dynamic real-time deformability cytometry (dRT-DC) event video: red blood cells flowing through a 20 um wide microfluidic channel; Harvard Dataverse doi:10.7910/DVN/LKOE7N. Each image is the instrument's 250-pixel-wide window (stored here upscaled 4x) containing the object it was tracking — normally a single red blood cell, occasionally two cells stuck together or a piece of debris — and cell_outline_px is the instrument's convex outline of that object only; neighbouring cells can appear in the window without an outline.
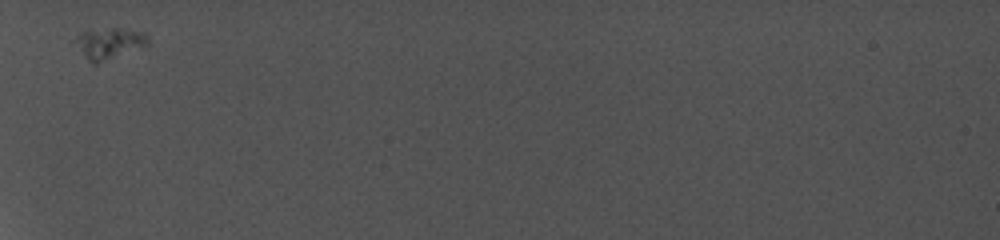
{"species": "common noctule bat (a hibernating species)", "species_latin": "Nyctalus noctula", "temperature_condition": "cold", "stored_images_in_passage": 38, "camera_frame_rate_fps": 5000, "um_per_image_px": 0.085, "animal": {"sex": "female", "body_mass_g": 19.0, "forearm_length_mm": 56.7}, "frame": {"image": 1, "passage_image": 1, "time_ms": 0.0, "image_size_px": [1000, 240], "cell_outline_px": [[148, 44], [96, 64], [92, 64], [88, 60], [72, 40], [84, 32], [144, 32], [148, 36]], "centroid_in_image_um": [9.24, 3.77], "position_along_channel_um": 75.8, "area_um2": 11.73}}
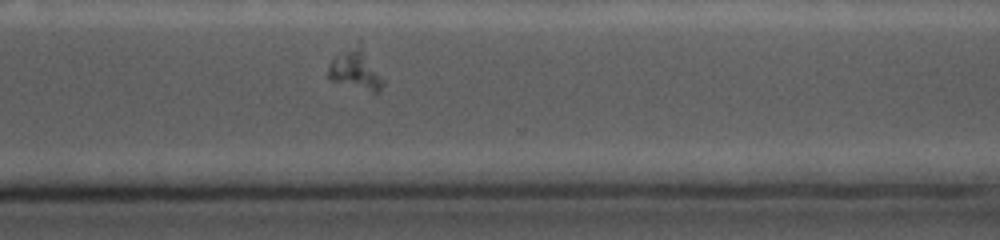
{"frame": {"image": 2, "passage_image": 29, "time_ms": 7.2, "image_size_px": [1000, 240], "cell_outline_px": [[384, 84], [380, 92], [372, 92], [328, 80], [328, 68], [332, 56], [360, 36], [384, 80]], "centroid_in_image_um": [30.23, 5.78], "position_along_channel_um": 340.4, "area_um2": 14.05}}
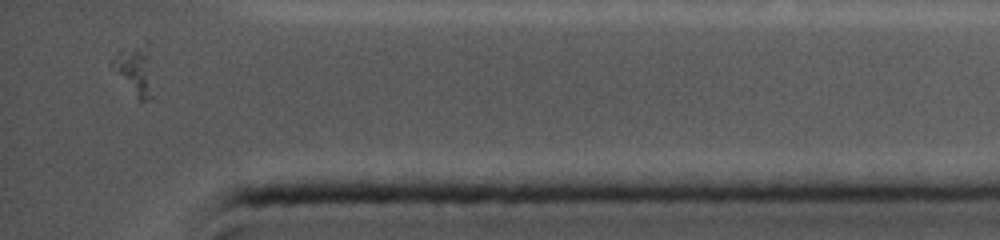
{"frame": {"image": 3, "passage_image": 36, "time_ms": 9.4, "image_size_px": [1000, 240], "cell_outline_px": [[152, 96], [148, 100], [136, 100], [112, 64], [112, 60], [120, 48], [144, 40], [148, 40]], "centroid_in_image_um": [11.49, 5.87], "position_along_channel_um": 423.7, "area_um2": 11.85}}